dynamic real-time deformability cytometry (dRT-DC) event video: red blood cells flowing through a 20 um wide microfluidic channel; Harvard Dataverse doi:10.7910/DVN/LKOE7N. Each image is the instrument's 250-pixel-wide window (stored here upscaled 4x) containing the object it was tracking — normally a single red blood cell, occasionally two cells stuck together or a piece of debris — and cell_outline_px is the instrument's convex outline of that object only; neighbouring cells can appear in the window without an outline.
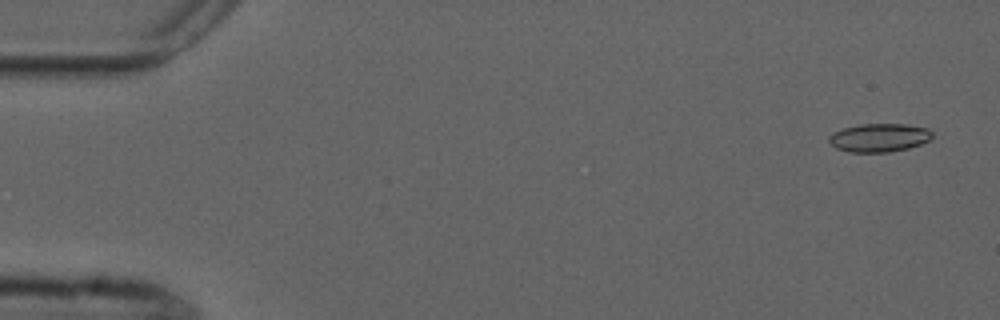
{"species": "common noctule bat (a hibernating species)", "species_latin": "Nyctalus noctula", "temperature_condition": "cold", "stored_images_in_passage": 4, "camera_frame_rate_fps": 3000, "um_per_image_px": 0.085, "animal": {"sex": "male", "forearm_length_mm": 52.5}, "frame": {"image": 1, "passage_image": 1, "time_ms": 0.0, "image_size_px": [1000, 320], "cell_outline_px": [[932, 136], [928, 140], [920, 144], [908, 148], [888, 152], [848, 152], [836, 148], [828, 140], [828, 136], [844, 128], [860, 124], [908, 124], [928, 128], [932, 132]], "centroid_in_image_um": [74.74, 11.7], "position_along_channel_um": 10.3, "area_um2": 16.99}}
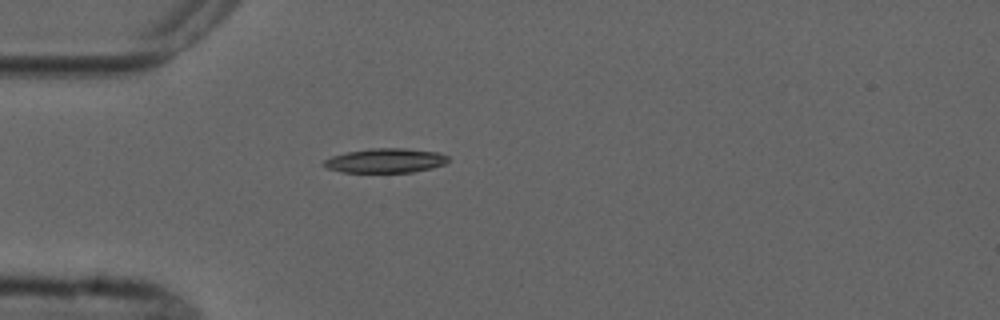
{"frame": {"image": 2, "passage_image": 4, "time_ms": 4.333, "image_size_px": [1000, 320], "cell_outline_px": [[448, 160], [444, 164], [432, 168], [412, 172], [344, 172], [328, 168], [320, 164], [324, 160], [332, 156], [348, 152], [372, 148], [404, 148], [440, 152], [448, 156]], "centroid_in_image_um": [32.78, 13.64], "position_along_channel_um": 52.2, "area_um2": 17.63}}